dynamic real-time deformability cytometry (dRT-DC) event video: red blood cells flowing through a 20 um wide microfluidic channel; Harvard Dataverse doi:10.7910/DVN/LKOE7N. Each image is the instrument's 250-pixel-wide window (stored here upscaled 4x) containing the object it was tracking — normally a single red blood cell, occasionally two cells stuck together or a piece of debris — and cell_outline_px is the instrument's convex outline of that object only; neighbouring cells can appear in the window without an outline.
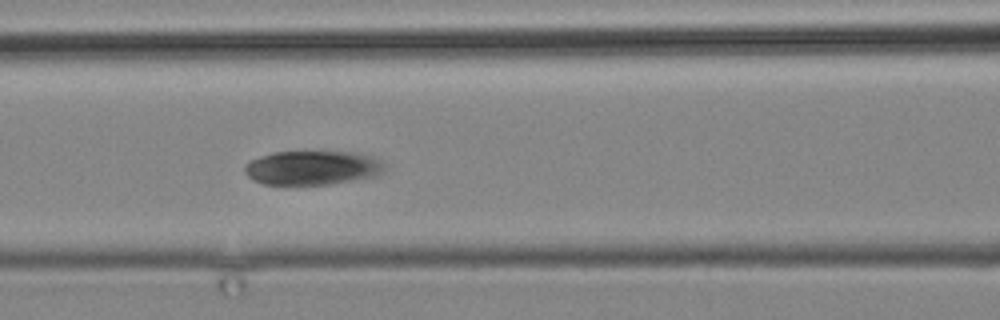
{"species": "common noctule bat (a hibernating species)", "species_latin": "Nyctalus noctula", "temperature_condition": "cold", "stored_images_in_passage": 12, "camera_frame_rate_fps": 3000, "um_per_image_px": 0.085, "animal": {"sex": "male", "body_mass_g": 19.2, "forearm_length_mm": 51.8}, "frame": {"image": 1, "passage_image": 12, "time_ms": 14.0, "image_size_px": [1000, 320], "cell_outline_px": [[384, 172], [372, 176], [352, 180], [328, 184], [264, 184], [252, 180], [244, 172], [244, 164], [248, 160], [272, 152], [352, 152], [372, 156], [384, 164]], "centroid_in_image_um": [26.48, 14.25], "position_along_channel_um": 140.1, "area_um2": 27.69}}